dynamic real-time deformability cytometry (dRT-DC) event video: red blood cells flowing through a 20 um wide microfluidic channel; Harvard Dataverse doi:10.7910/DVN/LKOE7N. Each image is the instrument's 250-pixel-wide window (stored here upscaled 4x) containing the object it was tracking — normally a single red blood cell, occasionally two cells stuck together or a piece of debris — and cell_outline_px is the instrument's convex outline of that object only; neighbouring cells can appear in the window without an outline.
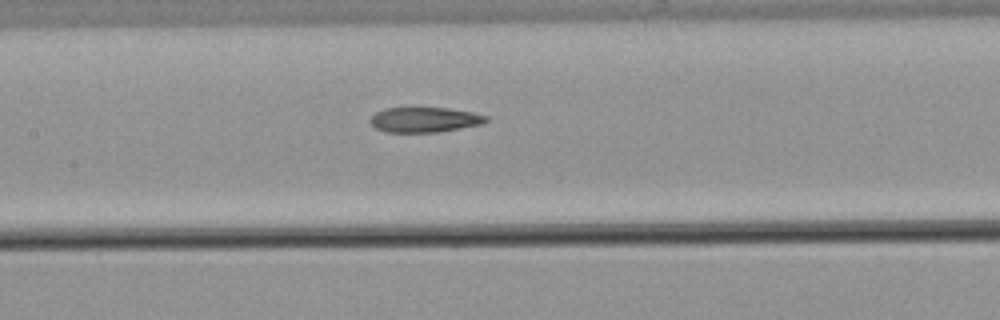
{"species": "common noctule bat (a hibernating species)", "species_latin": "Nyctalus noctula", "temperature_condition": "warm", "stored_images_in_passage": 33, "camera_frame_rate_fps": 3000, "um_per_image_px": 0.085, "animal": {"sex": "male", "body_mass_g": 21.5, "forearm_length_mm": 52.0}, "frame": {"image": 1, "passage_image": 15, "time_ms": 4.667, "image_size_px": [1000, 320], "cell_outline_px": [[488, 120], [484, 124], [436, 132], [384, 132], [376, 128], [368, 120], [376, 112], [384, 108], [448, 108], [472, 112], [488, 116]], "centroid_in_image_um": [36.09, 10.17], "position_along_channel_um": 171.3, "area_um2": 16.94}}